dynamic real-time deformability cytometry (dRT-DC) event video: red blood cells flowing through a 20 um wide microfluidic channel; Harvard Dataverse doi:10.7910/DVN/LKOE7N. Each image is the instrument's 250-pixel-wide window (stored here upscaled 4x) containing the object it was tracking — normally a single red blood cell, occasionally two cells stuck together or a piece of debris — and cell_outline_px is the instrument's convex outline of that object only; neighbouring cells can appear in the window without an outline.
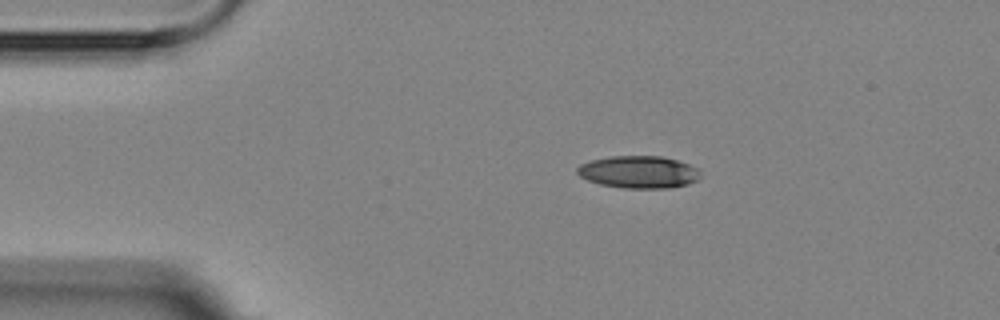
{"species": "Egyptian fruit bat (a non-hibernating species)", "species_latin": "Rousettus aegyptiacus", "temperature_condition": "room temperature", "stored_images_in_passage": 5, "camera_frame_rate_fps": 3000, "um_per_image_px": 0.085, "animal": {"sex": "female"}, "frame": {"image": 1, "passage_image": 1, "time_ms": 0.0, "image_size_px": [1000, 320], "cell_outline_px": [[700, 176], [696, 180], [688, 184], [668, 188], [620, 188], [600, 184], [588, 180], [580, 176], [576, 172], [576, 168], [580, 164], [592, 160], [612, 156], [660, 156], [676, 160], [688, 164], [696, 168], [700, 172]], "centroid_in_image_um": [54.26, 14.63], "position_along_channel_um": 30.7, "area_um2": 23.12}}
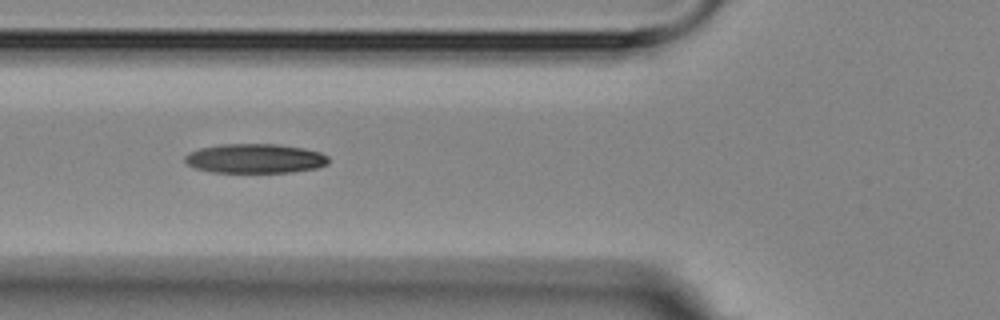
{"frame": {"image": 2, "passage_image": 4, "time_ms": 3.333, "image_size_px": [1000, 320], "cell_outline_px": [[328, 164], [316, 168], [292, 172], [212, 172], [196, 168], [188, 164], [184, 160], [184, 156], [188, 152], [200, 148], [220, 144], [276, 144], [304, 148], [320, 152], [328, 156]], "centroid_in_image_um": [21.67, 13.47], "position_along_channel_um": 104.1, "area_um2": 24.62}}
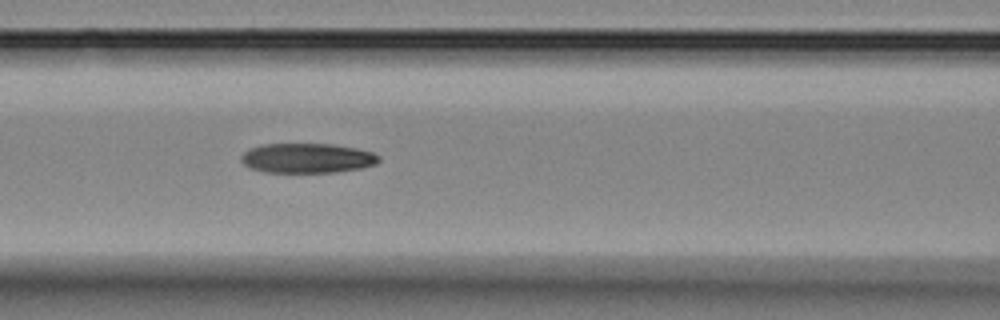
{"frame": {"image": 3, "passage_image": 5, "time_ms": 4.333, "image_size_px": [1000, 320], "cell_outline_px": [[380, 160], [376, 164], [360, 168], [336, 172], [264, 172], [248, 168], [240, 160], [240, 156], [248, 148], [264, 144], [332, 144], [356, 148], [372, 152], [380, 156]], "centroid_in_image_um": [26.08, 13.44], "position_along_channel_um": 140.5, "area_um2": 23.99}}